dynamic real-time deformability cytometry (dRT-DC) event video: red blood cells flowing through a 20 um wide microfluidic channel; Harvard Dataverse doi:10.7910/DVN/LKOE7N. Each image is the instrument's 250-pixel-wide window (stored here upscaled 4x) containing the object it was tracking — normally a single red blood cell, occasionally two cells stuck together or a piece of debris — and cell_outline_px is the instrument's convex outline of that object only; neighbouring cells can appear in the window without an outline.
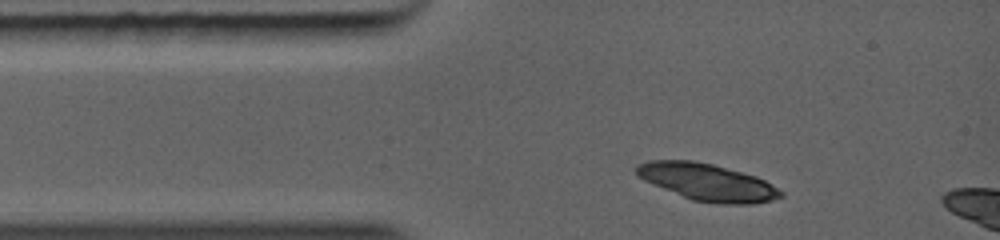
{"species": "common noctule bat (a hibernating species)", "species_latin": "Nyctalus noctula", "temperature_condition": "warm", "stored_images_in_passage": 1, "camera_frame_rate_fps": 5000, "um_per_image_px": 0.085, "animal": {"sex": "female", "body_mass_g": 19.0, "forearm_length_mm": 56.7}, "frame": {"image": 1, "passage_image": 1, "time_ms": 0.0, "image_size_px": [1000, 240], "cell_outline_px": [[784, 196], [772, 200], [752, 204], [720, 204], [692, 200], [652, 184], [644, 180], [636, 172], [636, 164], [648, 160], [692, 160], [712, 164], [756, 176], [772, 184], [784, 192]], "centroid_in_image_um": [60.14, 15.48], "position_along_channel_um": 24.9, "area_um2": 31.1}}